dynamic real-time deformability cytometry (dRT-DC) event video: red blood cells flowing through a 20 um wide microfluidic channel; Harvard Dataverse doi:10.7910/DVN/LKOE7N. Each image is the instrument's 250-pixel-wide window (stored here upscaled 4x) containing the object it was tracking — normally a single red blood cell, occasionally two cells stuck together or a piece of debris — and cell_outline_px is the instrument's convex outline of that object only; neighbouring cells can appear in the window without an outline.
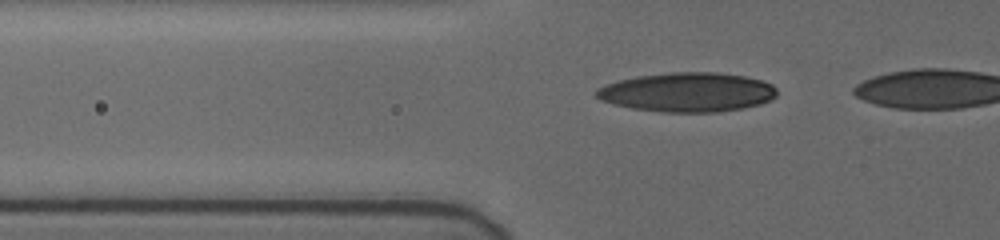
{"species": "human", "species_latin": "Homo sapiens", "temperature_condition": "cold", "stored_images_in_passage": 7, "camera_frame_rate_fps": 3000, "um_per_image_px": 0.085, "donor": {"sex": "female"}, "frame": {"image": 1, "passage_image": 4, "time_ms": 1.0, "image_size_px": [1000, 240], "cell_outline_px": [[776, 96], [760, 104], [720, 112], [664, 112], [632, 108], [600, 100], [596, 96], [596, 88], [620, 80], [636, 76], [672, 72], [716, 72], [744, 76], [760, 80], [772, 84], [776, 88]], "centroid_in_image_um": [58.43, 7.83], "position_along_channel_um": 67.4, "area_um2": 41.1}}